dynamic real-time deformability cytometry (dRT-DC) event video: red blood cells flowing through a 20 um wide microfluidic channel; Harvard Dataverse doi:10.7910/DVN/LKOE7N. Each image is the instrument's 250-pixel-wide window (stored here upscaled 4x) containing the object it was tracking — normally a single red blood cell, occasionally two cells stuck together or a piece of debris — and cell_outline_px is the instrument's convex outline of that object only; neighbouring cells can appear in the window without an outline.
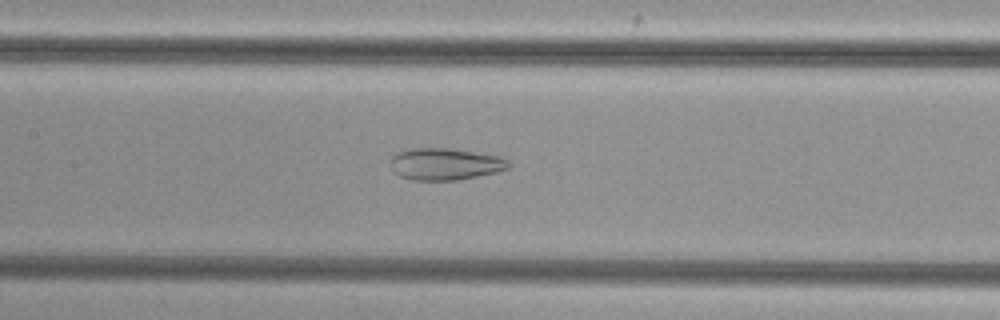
{"species": "common noctule bat (a hibernating species)", "species_latin": "Nyctalus noctula", "temperature_condition": "cold", "stored_images_in_passage": 43, "camera_frame_rate_fps": 3000, "um_per_image_px": 0.085, "animal": {"sex": "female", "body_mass_g": 29.2, "forearm_length_mm": 56.3}, "frame": {"image": 1, "passage_image": 16, "time_ms": 5.0, "image_size_px": [1000, 320], "cell_outline_px": [[512, 164], [508, 168], [496, 172], [456, 180], [412, 180], [400, 176], [392, 172], [388, 160], [396, 152], [408, 148], [452, 148], [504, 156]], "centroid_in_image_um": [37.81, 13.92], "position_along_channel_um": 169.6, "area_um2": 22.48}}
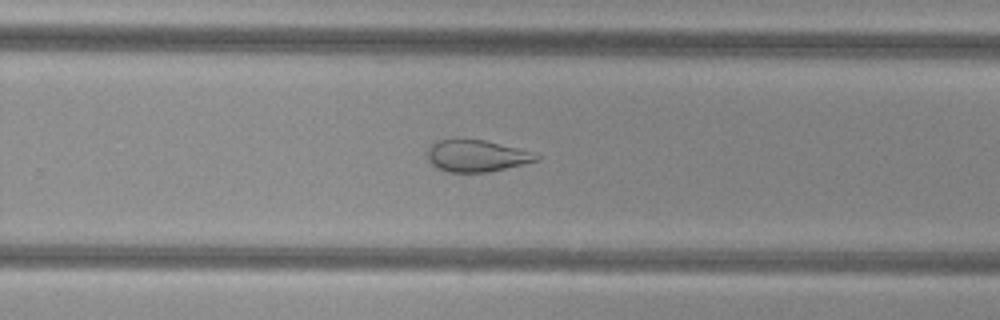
{"frame": {"image": 2, "passage_image": 25, "time_ms": 8.0, "image_size_px": [1000, 320], "cell_outline_px": [[540, 156], [536, 160], [524, 164], [488, 172], [448, 172], [436, 168], [428, 160], [424, 152], [436, 140], [484, 140], [516, 148]], "centroid_in_image_um": [40.41, 13.26], "position_along_channel_um": 289.4, "area_um2": 19.88}}
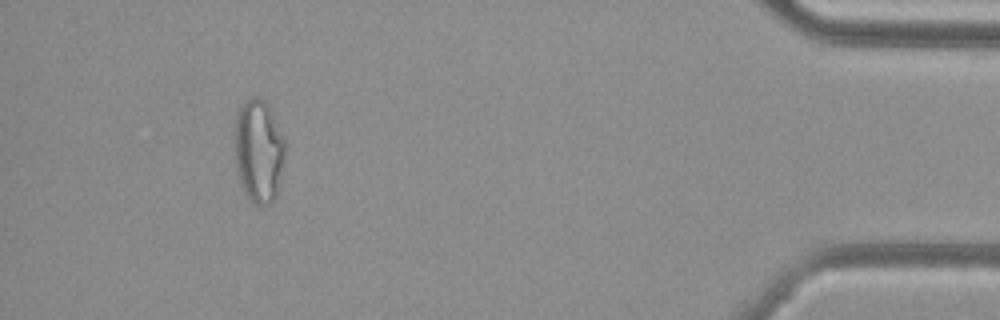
{"frame": {"image": 3, "passage_image": 39, "time_ms": 12.667, "image_size_px": [1000, 320], "cell_outline_px": [[284, 152], [280, 176], [276, 196], [272, 204], [256, 204], [244, 192], [236, 168], [232, 144], [236, 108], [252, 96], [260, 96], [268, 104], [284, 136]], "centroid_in_image_um": [21.93, 12.75], "position_along_channel_um": 413.3, "area_um2": 30.92}}